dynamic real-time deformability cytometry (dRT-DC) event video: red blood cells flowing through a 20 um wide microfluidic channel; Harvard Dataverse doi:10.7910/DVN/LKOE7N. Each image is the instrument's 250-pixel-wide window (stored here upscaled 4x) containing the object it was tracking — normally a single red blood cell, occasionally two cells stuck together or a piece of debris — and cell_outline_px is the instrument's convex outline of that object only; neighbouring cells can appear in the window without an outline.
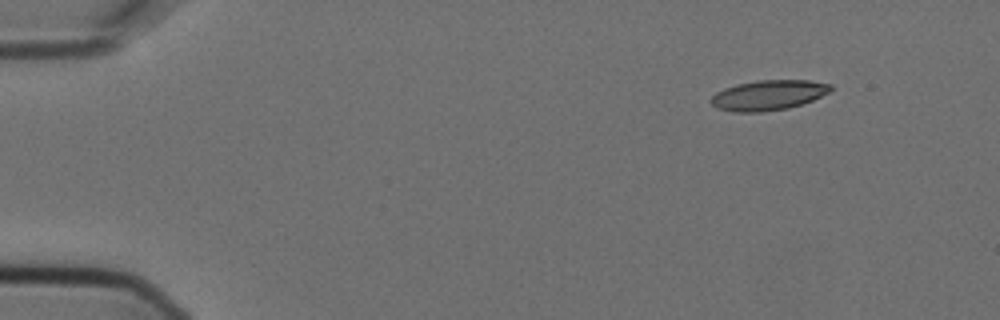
{"species": "Egyptian fruit bat (a non-hibernating species)", "species_latin": "Rousettus aegyptiacus", "temperature_condition": "cold", "stored_images_in_passage": 4, "camera_frame_rate_fps": 3000, "um_per_image_px": 0.085, "animal": {"sex": "female"}, "frame": {"image": 1, "passage_image": 1, "time_ms": 0.0, "image_size_px": [1000, 320], "cell_outline_px": [[832, 88], [828, 92], [812, 100], [788, 108], [764, 112], [732, 112], [716, 108], [712, 104], [712, 96], [716, 92], [724, 88], [736, 84], [756, 80], [808, 80], [832, 84]], "centroid_in_image_um": [65.28, 8.08], "position_along_channel_um": 19.7, "area_um2": 20.98}}
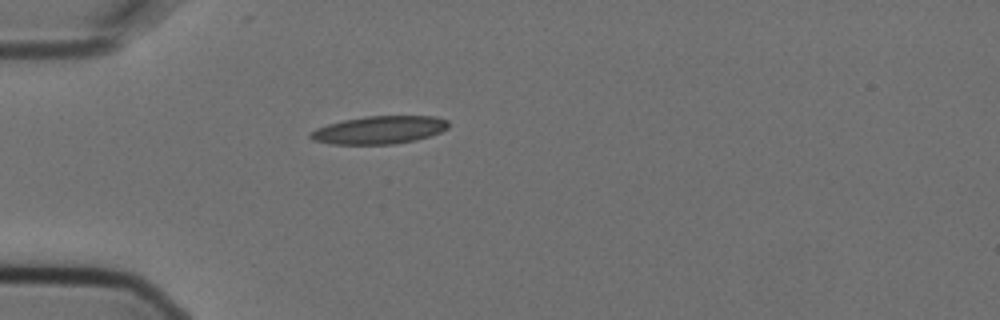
{"frame": {"image": 2, "passage_image": 4, "time_ms": 1.0, "image_size_px": [1000, 320], "cell_outline_px": [[448, 128], [440, 132], [416, 140], [392, 144], [332, 144], [312, 140], [308, 136], [316, 128], [328, 124], [344, 120], [368, 116], [436, 116], [448, 120]], "centroid_in_image_um": [32.25, 11.04], "position_along_channel_um": 52.8, "area_um2": 22.31}}